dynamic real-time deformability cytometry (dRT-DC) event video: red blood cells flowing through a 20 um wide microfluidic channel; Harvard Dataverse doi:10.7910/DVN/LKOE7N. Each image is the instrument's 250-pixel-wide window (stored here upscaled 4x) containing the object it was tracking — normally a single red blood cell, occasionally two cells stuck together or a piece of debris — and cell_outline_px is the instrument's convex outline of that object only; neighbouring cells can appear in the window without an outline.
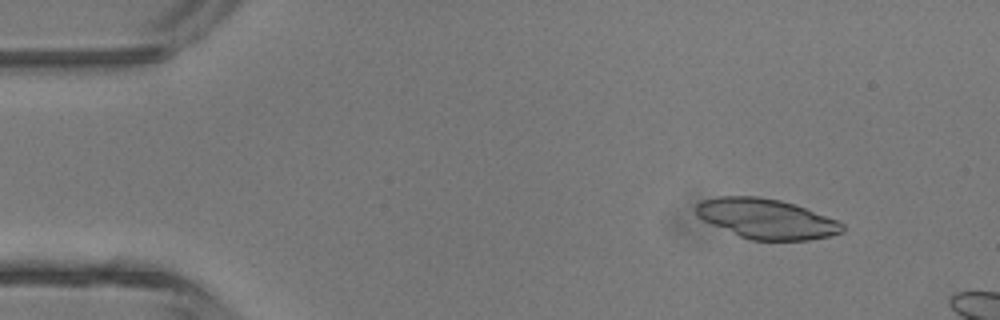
{"species": "common noctule bat (a hibernating species)", "species_latin": "Nyctalus noctula", "temperature_condition": "room temperature", "stored_images_in_passage": 4, "camera_frame_rate_fps": 3000, "um_per_image_px": 0.085, "animal": {"sex": "male", "body_mass_g": 13.3}, "frame": {"image": 1, "passage_image": 2, "time_ms": 1.0, "image_size_px": [1000, 320], "cell_outline_px": [[844, 232], [828, 236], [808, 240], [748, 240], [712, 224], [704, 220], [696, 212], [696, 204], [704, 200], [716, 196], [756, 196], [780, 200], [796, 204], [836, 220], [844, 224]], "centroid_in_image_um": [65.16, 18.59], "position_along_channel_um": 19.8, "area_um2": 33.87}}